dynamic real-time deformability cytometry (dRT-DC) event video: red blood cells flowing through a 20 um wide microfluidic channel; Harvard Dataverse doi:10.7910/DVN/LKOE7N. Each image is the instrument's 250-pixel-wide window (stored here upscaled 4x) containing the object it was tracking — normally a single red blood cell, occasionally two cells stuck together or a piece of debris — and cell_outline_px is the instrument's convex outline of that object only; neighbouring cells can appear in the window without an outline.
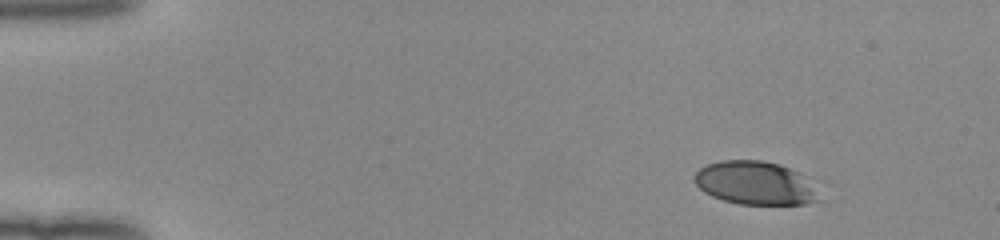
{"species": "human", "species_latin": "Homo sapiens", "temperature_condition": "room temperature", "stored_images_in_passage": 47, "camera_frame_rate_fps": 3000, "um_per_image_px": 0.085, "donor": {"sex": "female"}, "frame": {"image": 1, "passage_image": 1, "time_ms": 0.0, "image_size_px": [1000, 240], "cell_outline_px": [[828, 180], [816, 200], [804, 204], [740, 204], [724, 200], [712, 196], [704, 192], [692, 180], [692, 176], [700, 168], [708, 164], [720, 160], [764, 160], [780, 164]], "centroid_in_image_um": [64.43, 15.53], "position_along_channel_um": 20.6, "area_um2": 33.35}}
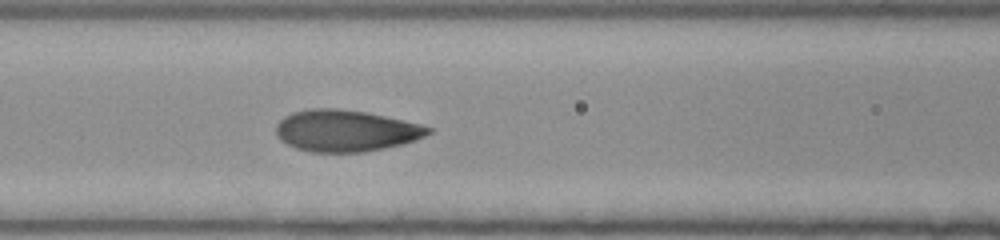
{"frame": {"image": 2, "passage_image": 18, "time_ms": 5.667, "image_size_px": [1000, 240], "cell_outline_px": [[432, 132], [416, 140], [384, 148], [364, 152], [312, 152], [296, 148], [280, 140], [276, 132], [276, 124], [284, 116], [292, 112], [308, 108], [336, 108], [364, 112], [404, 120], [420, 124], [432, 128]], "centroid_in_image_um": [29.36, 11.11], "position_along_channel_um": 137.2, "area_um2": 36.82}}
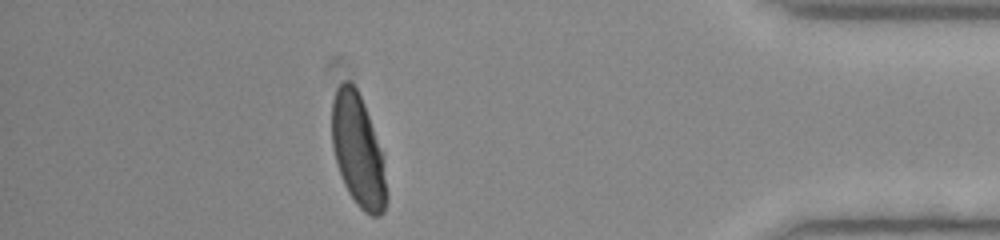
{"frame": {"image": 3, "passage_image": 41, "time_ms": 13.333, "image_size_px": [1000, 240], "cell_outline_px": [[388, 200], [384, 212], [380, 216], [372, 216], [364, 212], [356, 204], [348, 192], [344, 184], [332, 148], [332, 100], [336, 88], [344, 80], [348, 80], [356, 88], [364, 104], [384, 152], [388, 196]], "centroid_in_image_um": [30.47, 12.84], "position_along_channel_um": 404.7, "area_um2": 36.47}, "authors_computed_cell_mechanics": {"area_um2": 36.2984, "velocity_mm_per_s": 4.0001, "shape_relaxation_time_tau1_ms": 3.0919, "shape_relaxation_time_tau2_ms": null, "deformation_change_tau1": 0.1826, "deformation_change_tau2": null}}